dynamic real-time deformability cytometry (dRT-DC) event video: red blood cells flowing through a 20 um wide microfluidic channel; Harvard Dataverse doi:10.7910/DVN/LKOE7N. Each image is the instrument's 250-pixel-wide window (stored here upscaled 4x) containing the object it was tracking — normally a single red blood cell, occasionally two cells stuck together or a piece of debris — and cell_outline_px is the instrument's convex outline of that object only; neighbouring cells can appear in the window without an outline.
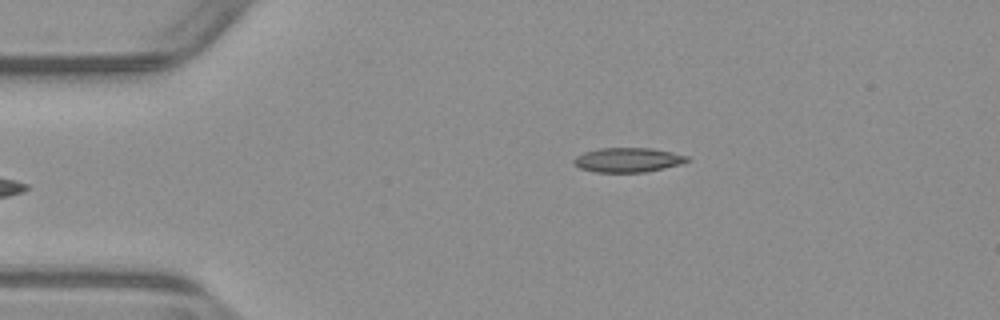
{"species": "common noctule bat (a hibernating species)", "species_latin": "Nyctalus noctula", "temperature_condition": "warm", "stored_images_in_passage": 36, "camera_frame_rate_fps": 3000, "um_per_image_px": 0.085, "animal": {"sex": "male", "body_mass_g": 23.1, "forearm_length_mm": 52.7}, "frame": {"image": 1, "passage_image": 1, "time_ms": 0.0, "image_size_px": [1000, 320], "cell_outline_px": [[692, 160], [680, 164], [664, 168], [644, 172], [596, 172], [580, 168], [572, 164], [572, 160], [576, 156], [584, 152], [600, 148], [652, 148], [672, 152], [688, 156]], "centroid_in_image_um": [53.36, 13.59], "position_along_channel_um": 31.6, "area_um2": 16.24}}
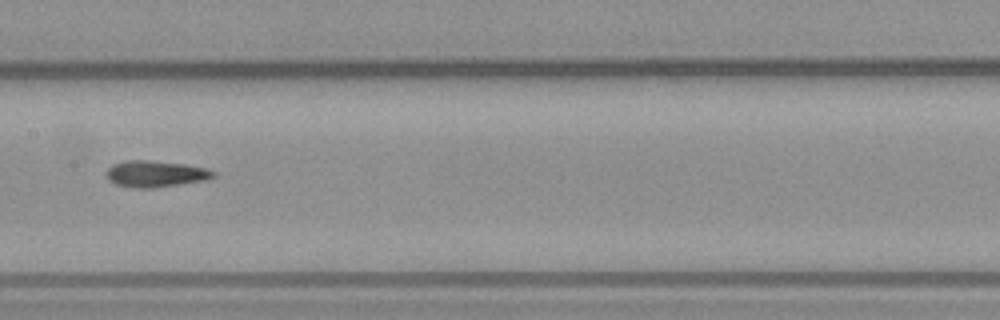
{"frame": {"image": 2, "passage_image": 17, "time_ms": 5.333, "image_size_px": [1000, 320], "cell_outline_px": [[216, 176], [208, 180], [152, 188], [136, 188], [116, 184], [108, 180], [108, 168], [112, 164], [124, 160], [148, 160], [184, 164], [204, 168], [216, 172]], "centroid_in_image_um": [13.24, 14.77], "position_along_channel_um": 194.2, "area_um2": 16.42}}
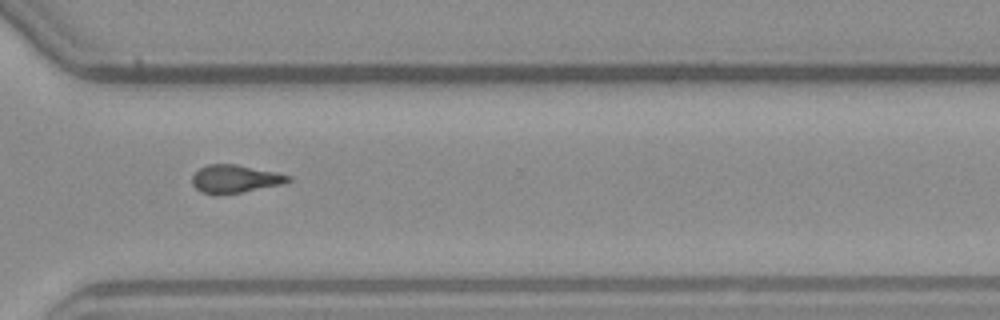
{"frame": {"image": 3, "passage_image": 29, "time_ms": 9.333, "image_size_px": [1000, 320], "cell_outline_px": [[292, 180], [284, 184], [220, 196], [216, 196], [200, 192], [192, 184], [192, 176], [200, 168], [208, 164], [236, 164], [276, 172], [292, 176]], "centroid_in_image_um": [19.98, 15.22], "position_along_channel_um": 350.6, "area_um2": 15.95}, "authors_computed_cell_mechanics": {"area_um2": 16.0395, "velocity_mm_per_s": 3.9191, "shape_relaxation_time_tau1_ms": null, "shape_relaxation_time_tau2_ms": 4.4083, "deformation_change_tau1": null, "deformation_change_tau2": 0.1274}}